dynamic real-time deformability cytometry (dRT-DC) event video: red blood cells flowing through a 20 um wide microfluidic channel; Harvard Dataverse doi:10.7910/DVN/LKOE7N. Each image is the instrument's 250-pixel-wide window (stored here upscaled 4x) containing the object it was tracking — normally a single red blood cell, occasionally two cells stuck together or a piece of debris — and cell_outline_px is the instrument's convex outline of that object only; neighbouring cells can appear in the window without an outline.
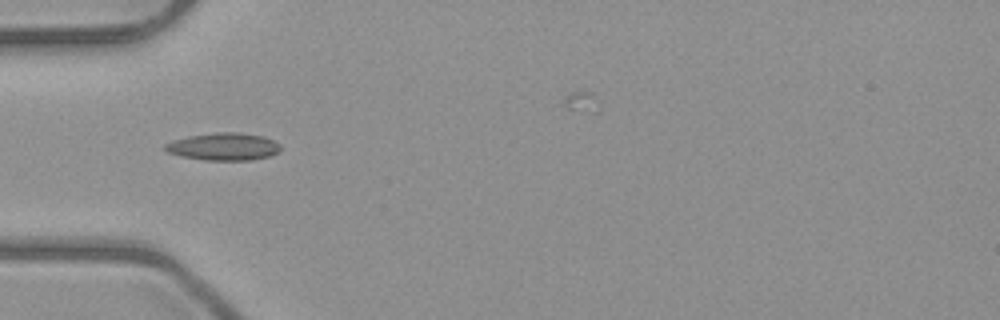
{"species": "common noctule bat (a hibernating species)", "species_latin": "Nyctalus noctula", "temperature_condition": "room temperature", "stored_images_in_passage": 8, "camera_frame_rate_fps": 3000, "um_per_image_px": 0.085, "animal": {"sex": "male", "body_mass_g": 23.1, "forearm_length_mm": 52.7}, "frame": {"image": 1, "passage_image": 4, "time_ms": 3.667, "image_size_px": [1000, 320], "cell_outline_px": [[280, 152], [268, 156], [252, 160], [204, 160], [184, 156], [168, 152], [164, 148], [164, 144], [172, 140], [188, 136], [216, 132], [240, 132], [264, 136], [280, 144]], "centroid_in_image_um": [19.02, 12.45], "position_along_channel_um": 66.0, "area_um2": 18.5}}
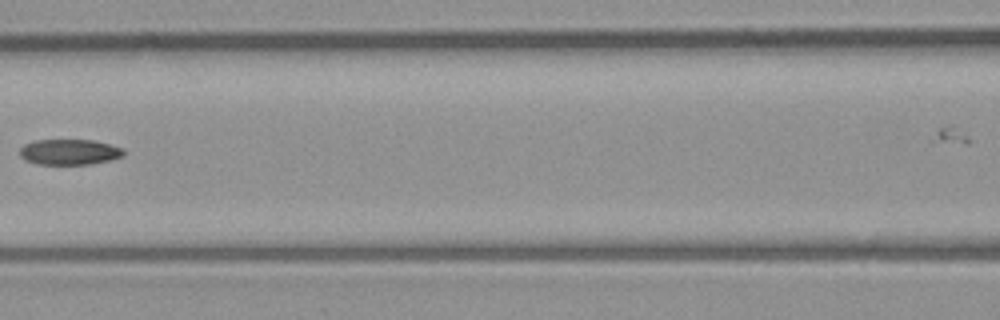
{"frame": {"image": 2, "passage_image": 6, "time_ms": 6.0, "image_size_px": [1000, 320], "cell_outline_px": [[124, 156], [112, 160], [92, 164], [36, 164], [24, 160], [20, 156], [20, 148], [24, 144], [36, 140], [92, 140], [124, 148]], "centroid_in_image_um": [5.91, 12.93], "position_along_channel_um": 160.7, "area_um2": 15.61}}
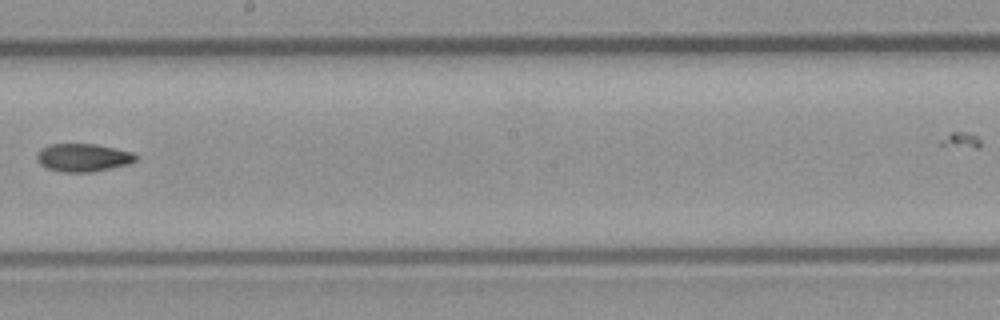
{"frame": {"image": 3, "passage_image": 8, "time_ms": 8.0, "image_size_px": [1000, 320], "cell_outline_px": [[136, 160], [128, 164], [88, 172], [60, 172], [48, 168], [40, 164], [36, 160], [36, 156], [40, 148], [48, 144], [96, 144], [132, 152], [136, 156]], "centroid_in_image_um": [7.0, 13.38], "position_along_channel_um": 241.2, "area_um2": 16.01}}